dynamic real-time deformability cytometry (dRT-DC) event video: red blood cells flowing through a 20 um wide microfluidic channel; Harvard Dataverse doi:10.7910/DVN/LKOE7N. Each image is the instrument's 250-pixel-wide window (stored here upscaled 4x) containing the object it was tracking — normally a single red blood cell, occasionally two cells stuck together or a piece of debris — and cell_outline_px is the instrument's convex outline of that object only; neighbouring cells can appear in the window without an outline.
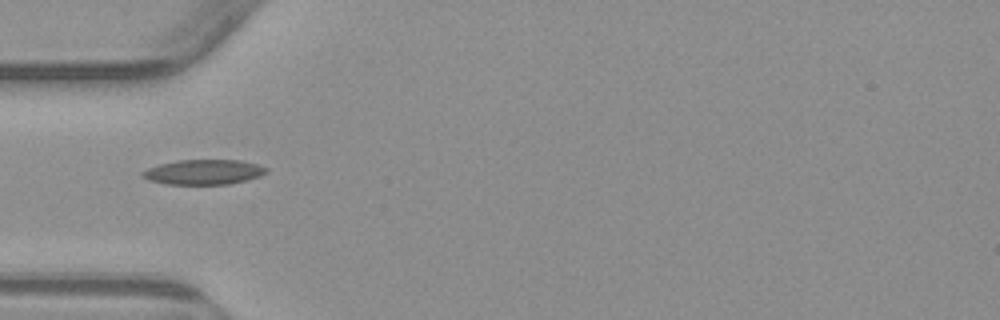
{"species": "common noctule bat (a hibernating species)", "species_latin": "Nyctalus noctula", "temperature_condition": "warm", "stored_images_in_passage": 3, "camera_frame_rate_fps": 3000, "um_per_image_px": 0.085, "animal": {"sex": "male", "body_mass_g": 23.1, "forearm_length_mm": 52.7}, "frame": {"image": 1, "passage_image": 3, "time_ms": 2.0, "image_size_px": [1000, 320], "cell_outline_px": [[268, 172], [260, 176], [228, 184], [164, 184], [148, 180], [140, 176], [140, 172], [148, 168], [160, 164], [176, 160], [240, 160], [256, 164], [268, 168]], "centroid_in_image_um": [17.27, 14.62], "position_along_channel_um": 67.7, "area_um2": 18.03}}